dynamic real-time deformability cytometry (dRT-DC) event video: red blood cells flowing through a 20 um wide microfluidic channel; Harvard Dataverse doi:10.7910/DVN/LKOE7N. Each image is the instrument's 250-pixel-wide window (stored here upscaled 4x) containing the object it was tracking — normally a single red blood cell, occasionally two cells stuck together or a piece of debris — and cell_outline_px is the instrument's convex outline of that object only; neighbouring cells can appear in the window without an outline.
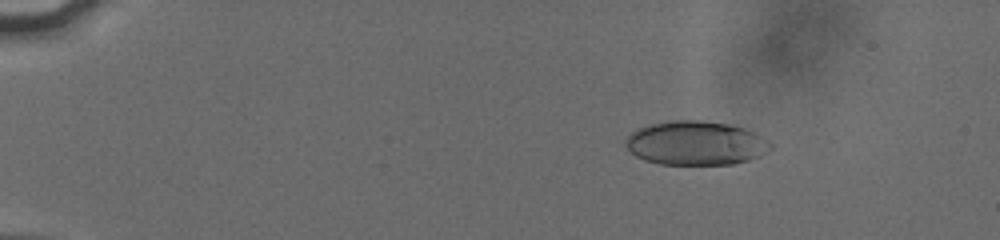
{"species": "human", "species_latin": "Homo sapiens", "temperature_condition": "cold", "stored_images_in_passage": 56, "camera_frame_rate_fps": 3000, "um_per_image_px": 0.085, "donor": {"sex": "male"}, "frame": {"image": 1, "passage_image": 10, "time_ms": 3.0, "image_size_px": [1000, 240], "cell_outline_px": [[772, 148], [760, 156], [748, 160], [732, 164], [660, 164], [644, 160], [636, 156], [624, 144], [624, 140], [632, 132], [640, 128], [652, 124], [668, 120], [700, 120], [728, 124], [744, 128], [756, 132], [768, 140], [772, 144]], "centroid_in_image_um": [59.16, 12.16], "position_along_channel_um": 25.8, "area_um2": 37.22}}
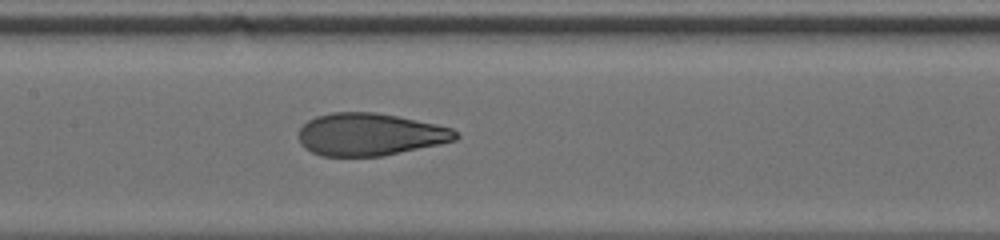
{"frame": {"image": 2, "passage_image": 30, "time_ms": 9.667, "image_size_px": [1000, 240], "cell_outline_px": [[460, 136], [456, 140], [440, 144], [380, 156], [320, 156], [304, 148], [300, 144], [300, 128], [308, 120], [316, 116], [332, 112], [376, 112], [436, 124], [452, 128]], "centroid_in_image_um": [31.43, 11.42], "position_along_channel_um": 176.0, "area_um2": 38.73}}
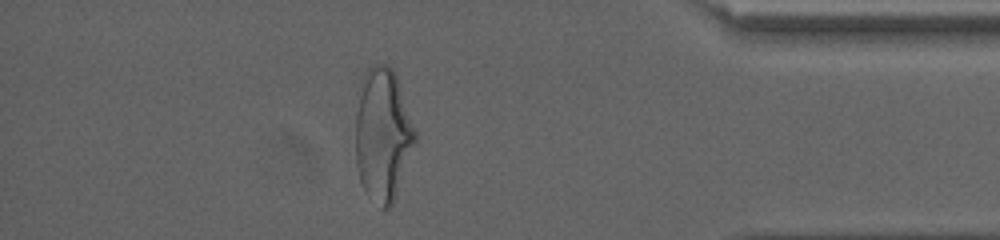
{"frame": {"image": 3, "passage_image": 50, "time_ms": 16.333, "image_size_px": [1000, 240], "cell_outline_px": [[416, 140], [392, 204], [388, 208], [380, 208], [364, 192], [360, 180], [356, 164], [356, 92], [368, 68], [372, 64], [388, 64], [392, 68], [396, 76], [416, 132]], "centroid_in_image_um": [32.5, 11.42], "position_along_channel_um": 402.7, "area_um2": 46.01}, "authors_computed_cell_mechanics": {"area_um2": 39.2462, "velocity_mm_per_s": 3.8347, "shape_relaxation_time_tau1_ms": 5.5589, "shape_relaxation_time_tau2_ms": 1.0315, "deformation_change_tau1": 0.1991, "deformation_change_tau2": 0.0808}}